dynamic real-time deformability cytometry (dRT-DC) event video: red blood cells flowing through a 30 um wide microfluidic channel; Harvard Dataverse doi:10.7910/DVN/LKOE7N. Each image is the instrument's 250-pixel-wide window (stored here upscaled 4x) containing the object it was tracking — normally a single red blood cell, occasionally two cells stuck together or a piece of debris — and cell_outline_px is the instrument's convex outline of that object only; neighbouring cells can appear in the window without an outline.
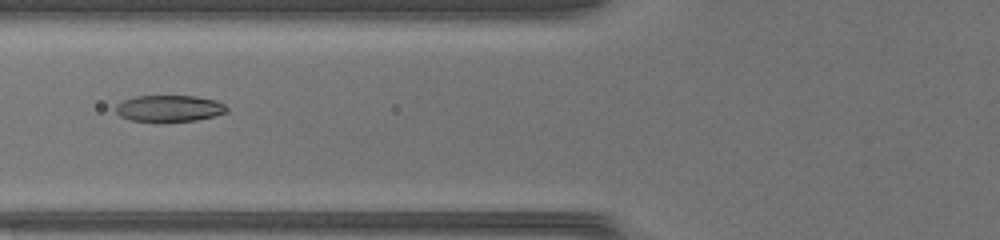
{"species": "common noctule bat (a hibernating species)", "species_latin": "Nyctalus noctula", "temperature_condition": "warm", "stored_images_in_passage": 32, "camera_frame_rate_fps": 3000, "um_per_image_px": 0.085, "animal": {"sex": "female", "body_mass_g": 17.0, "forearm_length_mm": 48.0}, "frame": {"image": 1, "passage_image": 5, "time_ms": 1.333, "image_size_px": [1000, 240], "cell_outline_px": [[228, 112], [196, 120], [132, 120], [120, 116], [116, 112], [116, 104], [124, 100], [136, 96], [196, 96], [216, 100], [224, 104], [228, 108]], "centroid_in_image_um": [14.41, 9.19], "position_along_channel_um": 111.4, "area_um2": 16.7}}
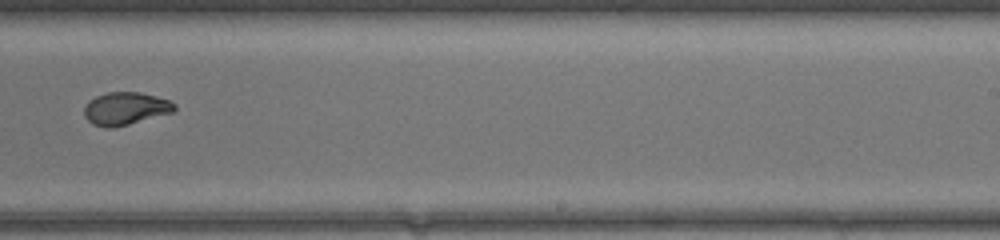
{"frame": {"image": 2, "passage_image": 16, "time_ms": 5.0, "image_size_px": [1000, 240], "cell_outline_px": [[176, 108], [172, 112], [128, 124], [112, 128], [104, 128], [92, 124], [84, 116], [84, 108], [88, 100], [96, 96], [108, 92], [140, 92], [156, 96], [168, 100], [176, 104]], "centroid_in_image_um": [10.63, 9.22], "position_along_channel_um": 278.4, "area_um2": 17.17}}
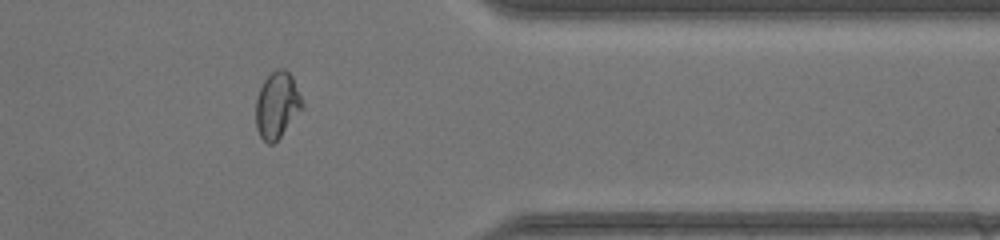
{"frame": {"image": 3, "passage_image": 24, "time_ms": 7.667, "image_size_px": [1000, 240], "cell_outline_px": [[304, 104], [280, 136], [272, 144], [268, 144], [260, 136], [256, 128], [256, 100], [260, 88], [264, 80], [276, 68], [284, 68], [292, 76]], "centroid_in_image_um": [23.53, 8.91], "position_along_channel_um": 387.9, "area_um2": 17.51}}